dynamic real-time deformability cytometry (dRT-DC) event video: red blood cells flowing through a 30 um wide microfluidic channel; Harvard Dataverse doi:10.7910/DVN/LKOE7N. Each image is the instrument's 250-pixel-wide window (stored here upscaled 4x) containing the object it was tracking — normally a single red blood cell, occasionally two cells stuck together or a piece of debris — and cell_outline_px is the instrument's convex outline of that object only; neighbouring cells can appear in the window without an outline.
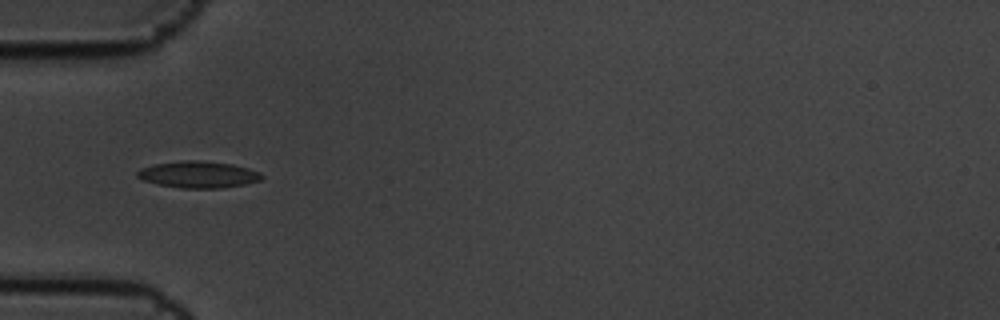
{"species": "common noctule bat (a hibernating species)", "species_latin": "Nyctalus noctula", "temperature_condition": "cold", "stored_images_in_passage": 8, "camera_frame_rate_fps": 3000, "um_per_image_px": 0.085, "animal": {"sex": "male", "body_mass_g": 19.5, "forearm_length_mm": 54.6}, "frame": {"image": 1, "passage_image": 4, "time_ms": 1.0, "image_size_px": [1000, 320], "cell_outline_px": [[264, 176], [260, 180], [244, 184], [220, 188], [180, 188], [160, 184], [144, 180], [136, 176], [136, 172], [140, 168], [156, 164], [180, 160], [200, 160], [232, 164], [248, 168], [260, 172]], "centroid_in_image_um": [16.86, 14.82], "position_along_channel_um": 68.1, "area_um2": 19.25}}
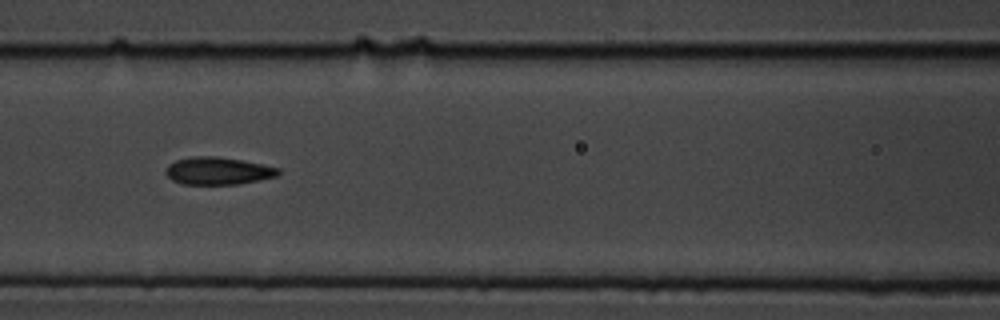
{"frame": {"image": 2, "passage_image": 6, "time_ms": 1.667, "image_size_px": [1000, 320], "cell_outline_px": [[280, 176], [236, 184], [184, 184], [172, 180], [168, 176], [168, 164], [176, 160], [192, 156], [216, 156], [240, 160], [280, 168]], "centroid_in_image_um": [18.56, 14.52], "position_along_channel_um": 148.0, "area_um2": 17.8}}
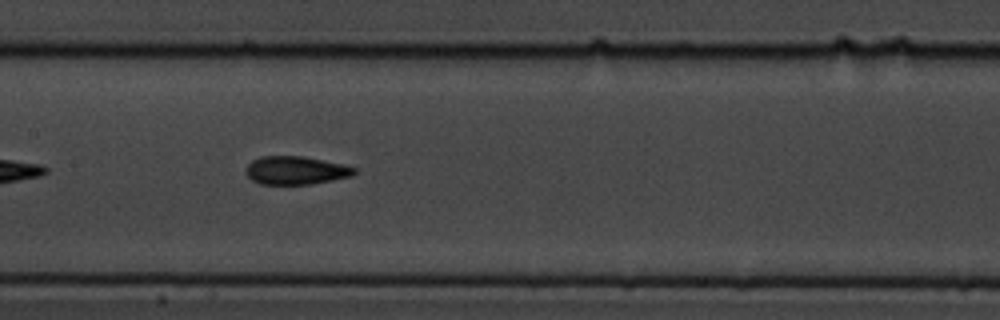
{"frame": {"image": 3, "passage_image": 7, "time_ms": 2.0, "image_size_px": [1000, 320], "cell_outline_px": [[356, 172], [352, 176], [312, 184], [260, 184], [252, 180], [244, 172], [244, 168], [252, 160], [260, 156], [304, 156], [344, 164], [356, 168]], "centroid_in_image_um": [25.12, 14.47], "position_along_channel_um": 182.3, "area_um2": 18.03}}